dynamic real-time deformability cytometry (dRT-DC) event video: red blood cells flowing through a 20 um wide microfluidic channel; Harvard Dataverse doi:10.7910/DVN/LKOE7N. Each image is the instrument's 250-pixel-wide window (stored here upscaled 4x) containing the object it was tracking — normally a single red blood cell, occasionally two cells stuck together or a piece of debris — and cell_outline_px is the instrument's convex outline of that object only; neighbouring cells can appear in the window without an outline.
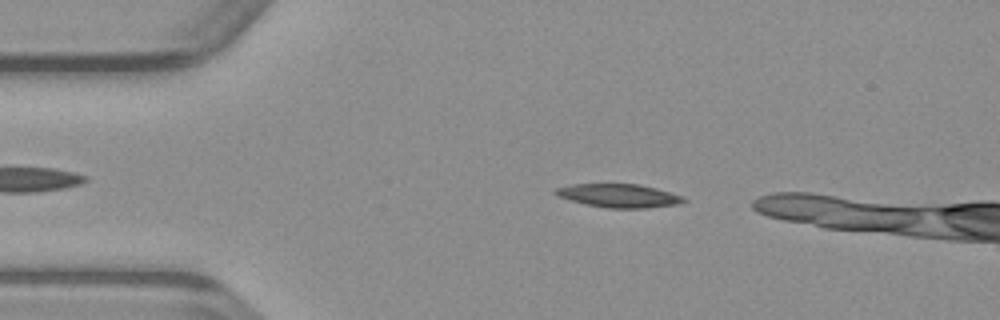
{"species": "common noctule bat (a hibernating species)", "species_latin": "Nyctalus noctula", "temperature_condition": "warm", "stored_images_in_passage": 10, "camera_frame_rate_fps": 3000, "um_per_image_px": 0.085, "animal": {"sex": "male", "body_mass_g": 23.1, "forearm_length_mm": 52.7}, "frame": {"image": 1, "passage_image": 6, "time_ms": 1.667, "image_size_px": [1000, 320], "cell_outline_px": [[688, 200], [680, 204], [648, 208], [608, 208], [584, 204], [560, 196], [552, 192], [556, 188], [572, 184], [640, 184], [656, 188], [684, 196]], "centroid_in_image_um": [52.66, 16.63], "position_along_channel_um": 32.3, "area_um2": 17.57}}